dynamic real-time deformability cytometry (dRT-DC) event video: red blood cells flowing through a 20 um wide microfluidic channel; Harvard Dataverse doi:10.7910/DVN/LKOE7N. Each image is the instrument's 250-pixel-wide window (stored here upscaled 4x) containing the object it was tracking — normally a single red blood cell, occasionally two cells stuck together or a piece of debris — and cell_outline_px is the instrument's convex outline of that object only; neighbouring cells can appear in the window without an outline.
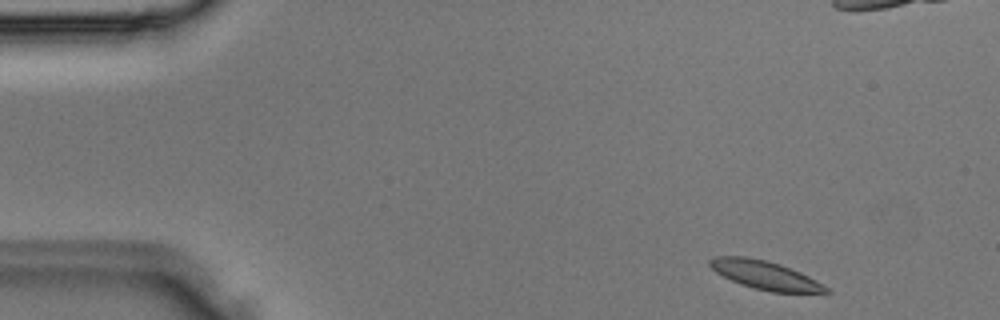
{"species": "Egyptian fruit bat (a non-hibernating species)", "species_latin": "Rousettus aegyptiacus", "temperature_condition": "room temperature", "stored_images_in_passage": 5, "camera_frame_rate_fps": 3000, "um_per_image_px": 0.085, "animal": {"sex": "male"}, "frame": {"image": 1, "passage_image": 1, "time_ms": 0.0, "image_size_px": [1000, 320], "cell_outline_px": [[832, 292], [772, 292], [752, 288], [740, 284], [716, 272], [708, 264], [708, 260], [716, 256], [744, 256], [768, 260], [780, 264], [800, 272], [816, 280], [828, 288]], "centroid_in_image_um": [65.0, 23.37], "position_along_channel_um": 20.0, "area_um2": 19.19}}